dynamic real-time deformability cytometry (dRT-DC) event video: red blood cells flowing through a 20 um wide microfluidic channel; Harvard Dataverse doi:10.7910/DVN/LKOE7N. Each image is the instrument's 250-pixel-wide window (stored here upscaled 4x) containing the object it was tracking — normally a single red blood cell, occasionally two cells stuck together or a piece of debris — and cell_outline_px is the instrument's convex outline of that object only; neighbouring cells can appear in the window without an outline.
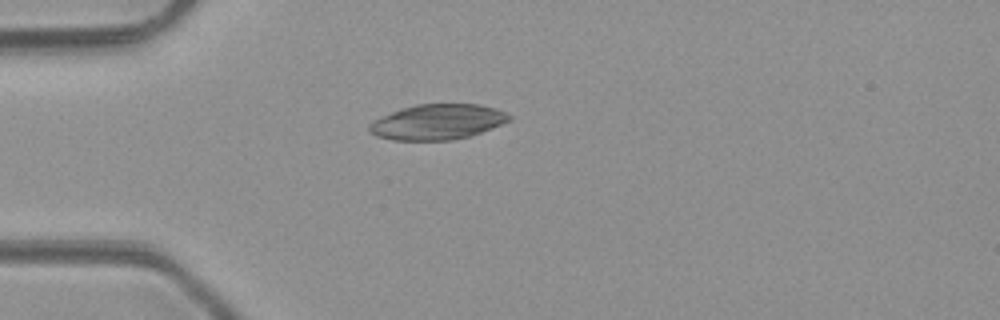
{"species": "common noctule bat (a hibernating species)", "species_latin": "Nyctalus noctula", "temperature_condition": "room temperature", "stored_images_in_passage": 2, "camera_frame_rate_fps": 3000, "um_per_image_px": 0.085, "animal": {"sex": "male", "body_mass_g": 23.1, "forearm_length_mm": 52.7}, "frame": {"image": 1, "passage_image": 1, "time_ms": 0.0, "image_size_px": [1000, 320], "cell_outline_px": [[512, 120], [492, 128], [468, 136], [452, 140], [392, 140], [376, 136], [368, 132], [368, 124], [372, 120], [400, 108], [416, 104], [480, 104], [496, 108], [512, 116]], "centroid_in_image_um": [37.15, 10.36], "position_along_channel_um": 47.8, "area_um2": 29.02}}